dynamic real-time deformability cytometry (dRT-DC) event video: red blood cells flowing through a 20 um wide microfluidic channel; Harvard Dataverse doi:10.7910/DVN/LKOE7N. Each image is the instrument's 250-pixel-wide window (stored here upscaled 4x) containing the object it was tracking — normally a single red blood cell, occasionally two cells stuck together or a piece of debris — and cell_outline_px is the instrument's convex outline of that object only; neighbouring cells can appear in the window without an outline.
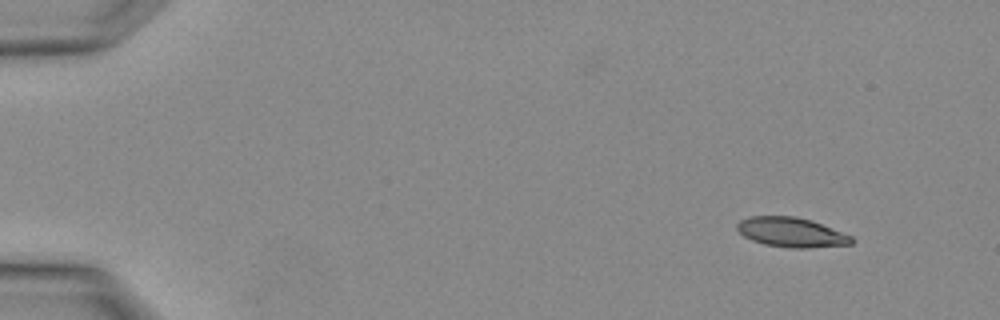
{"species": "Egyptian fruit bat (a non-hibernating species)", "species_latin": "Rousettus aegyptiacus", "temperature_condition": "warm", "stored_images_in_passage": 3, "camera_frame_rate_fps": 3000, "um_per_image_px": 0.085, "animal": {"sex": "female"}, "frame": {"image": 1, "passage_image": 2, "time_ms": 0.333, "image_size_px": [1000, 320], "cell_outline_px": [[852, 244], [808, 248], [792, 248], [764, 244], [752, 240], [744, 236], [736, 228], [736, 224], [740, 220], [748, 216], [796, 216], [812, 220], [852, 236]], "centroid_in_image_um": [67.24, 19.73], "position_along_channel_um": 17.8, "area_um2": 19.77}}